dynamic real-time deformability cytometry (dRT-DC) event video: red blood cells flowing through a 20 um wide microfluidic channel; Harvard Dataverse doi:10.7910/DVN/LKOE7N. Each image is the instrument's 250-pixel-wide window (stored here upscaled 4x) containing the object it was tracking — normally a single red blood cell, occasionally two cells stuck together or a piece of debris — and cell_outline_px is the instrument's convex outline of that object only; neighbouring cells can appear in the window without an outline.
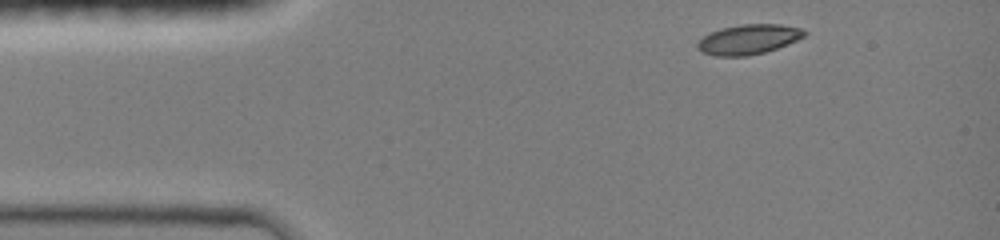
{"species": "common noctule bat (a hibernating species)", "species_latin": "Nyctalus noctula", "temperature_condition": "room temperature", "stored_images_in_passage": 3, "camera_frame_rate_fps": 3000, "um_per_image_px": 0.085, "animal": {"sex": "female", "body_mass_g": 19.0, "forearm_length_mm": 51.5}, "frame": {"image": 1, "passage_image": 1, "time_ms": 0.0, "image_size_px": [1000, 240], "cell_outline_px": [[808, 32], [804, 36], [796, 40], [776, 48], [764, 52], [748, 56], [716, 56], [700, 52], [696, 48], [696, 44], [708, 32], [720, 28], [740, 24], [780, 24], [800, 28]], "centroid_in_image_um": [63.57, 3.34], "position_along_channel_um": 21.4, "area_um2": 18.67}}